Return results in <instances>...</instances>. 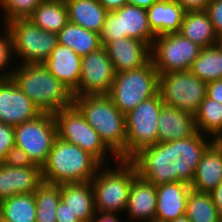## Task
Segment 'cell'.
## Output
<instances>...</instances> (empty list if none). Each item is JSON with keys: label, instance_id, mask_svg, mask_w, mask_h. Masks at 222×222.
<instances>
[{"label": "cell", "instance_id": "obj_22", "mask_svg": "<svg viewBox=\"0 0 222 222\" xmlns=\"http://www.w3.org/2000/svg\"><path fill=\"white\" fill-rule=\"evenodd\" d=\"M222 182V145L213 142L203 153L194 172L193 191L210 193Z\"/></svg>", "mask_w": 222, "mask_h": 222}, {"label": "cell", "instance_id": "obj_35", "mask_svg": "<svg viewBox=\"0 0 222 222\" xmlns=\"http://www.w3.org/2000/svg\"><path fill=\"white\" fill-rule=\"evenodd\" d=\"M2 27L3 34L0 35V74L5 77H11L14 70L13 68H15V65H11L12 62H15L12 37L6 26L2 25Z\"/></svg>", "mask_w": 222, "mask_h": 222}, {"label": "cell", "instance_id": "obj_5", "mask_svg": "<svg viewBox=\"0 0 222 222\" xmlns=\"http://www.w3.org/2000/svg\"><path fill=\"white\" fill-rule=\"evenodd\" d=\"M113 163L102 165L91 180L95 210L100 213L124 215L131 184L137 173L135 166L129 160L119 159L116 165Z\"/></svg>", "mask_w": 222, "mask_h": 222}, {"label": "cell", "instance_id": "obj_19", "mask_svg": "<svg viewBox=\"0 0 222 222\" xmlns=\"http://www.w3.org/2000/svg\"><path fill=\"white\" fill-rule=\"evenodd\" d=\"M191 186L182 181L156 186V222H169L186 212V203Z\"/></svg>", "mask_w": 222, "mask_h": 222}, {"label": "cell", "instance_id": "obj_33", "mask_svg": "<svg viewBox=\"0 0 222 222\" xmlns=\"http://www.w3.org/2000/svg\"><path fill=\"white\" fill-rule=\"evenodd\" d=\"M185 215L190 222H219L221 218L211 195L193 190L187 198Z\"/></svg>", "mask_w": 222, "mask_h": 222}, {"label": "cell", "instance_id": "obj_17", "mask_svg": "<svg viewBox=\"0 0 222 222\" xmlns=\"http://www.w3.org/2000/svg\"><path fill=\"white\" fill-rule=\"evenodd\" d=\"M42 183L40 166L16 168L0 163V201L16 194H33Z\"/></svg>", "mask_w": 222, "mask_h": 222}, {"label": "cell", "instance_id": "obj_21", "mask_svg": "<svg viewBox=\"0 0 222 222\" xmlns=\"http://www.w3.org/2000/svg\"><path fill=\"white\" fill-rule=\"evenodd\" d=\"M197 132L195 115L163 105L158 121V142L185 139Z\"/></svg>", "mask_w": 222, "mask_h": 222}, {"label": "cell", "instance_id": "obj_23", "mask_svg": "<svg viewBox=\"0 0 222 222\" xmlns=\"http://www.w3.org/2000/svg\"><path fill=\"white\" fill-rule=\"evenodd\" d=\"M60 185L61 200L81 222H91L94 217V192L90 182L63 183Z\"/></svg>", "mask_w": 222, "mask_h": 222}, {"label": "cell", "instance_id": "obj_25", "mask_svg": "<svg viewBox=\"0 0 222 222\" xmlns=\"http://www.w3.org/2000/svg\"><path fill=\"white\" fill-rule=\"evenodd\" d=\"M69 21L87 30L101 33L108 11L98 0H64Z\"/></svg>", "mask_w": 222, "mask_h": 222}, {"label": "cell", "instance_id": "obj_32", "mask_svg": "<svg viewBox=\"0 0 222 222\" xmlns=\"http://www.w3.org/2000/svg\"><path fill=\"white\" fill-rule=\"evenodd\" d=\"M36 222H57L56 209L61 200L60 185L43 182L34 192Z\"/></svg>", "mask_w": 222, "mask_h": 222}, {"label": "cell", "instance_id": "obj_31", "mask_svg": "<svg viewBox=\"0 0 222 222\" xmlns=\"http://www.w3.org/2000/svg\"><path fill=\"white\" fill-rule=\"evenodd\" d=\"M197 131L215 139L222 132V104L206 97L195 114Z\"/></svg>", "mask_w": 222, "mask_h": 222}, {"label": "cell", "instance_id": "obj_16", "mask_svg": "<svg viewBox=\"0 0 222 222\" xmlns=\"http://www.w3.org/2000/svg\"><path fill=\"white\" fill-rule=\"evenodd\" d=\"M104 48L116 73L142 68L151 60V47L140 40L119 38Z\"/></svg>", "mask_w": 222, "mask_h": 222}, {"label": "cell", "instance_id": "obj_3", "mask_svg": "<svg viewBox=\"0 0 222 222\" xmlns=\"http://www.w3.org/2000/svg\"><path fill=\"white\" fill-rule=\"evenodd\" d=\"M74 104L100 135L104 144L120 159L126 160V119L108 95L74 96Z\"/></svg>", "mask_w": 222, "mask_h": 222}, {"label": "cell", "instance_id": "obj_37", "mask_svg": "<svg viewBox=\"0 0 222 222\" xmlns=\"http://www.w3.org/2000/svg\"><path fill=\"white\" fill-rule=\"evenodd\" d=\"M14 145V127L0 122V163Z\"/></svg>", "mask_w": 222, "mask_h": 222}, {"label": "cell", "instance_id": "obj_11", "mask_svg": "<svg viewBox=\"0 0 222 222\" xmlns=\"http://www.w3.org/2000/svg\"><path fill=\"white\" fill-rule=\"evenodd\" d=\"M158 92L165 105L195 115L206 98L207 83L190 70L159 74Z\"/></svg>", "mask_w": 222, "mask_h": 222}, {"label": "cell", "instance_id": "obj_20", "mask_svg": "<svg viewBox=\"0 0 222 222\" xmlns=\"http://www.w3.org/2000/svg\"><path fill=\"white\" fill-rule=\"evenodd\" d=\"M81 60L70 47L58 43L43 64L74 94L79 87Z\"/></svg>", "mask_w": 222, "mask_h": 222}, {"label": "cell", "instance_id": "obj_14", "mask_svg": "<svg viewBox=\"0 0 222 222\" xmlns=\"http://www.w3.org/2000/svg\"><path fill=\"white\" fill-rule=\"evenodd\" d=\"M115 73L111 59L103 46L82 56L79 87L74 96L108 95Z\"/></svg>", "mask_w": 222, "mask_h": 222}, {"label": "cell", "instance_id": "obj_47", "mask_svg": "<svg viewBox=\"0 0 222 222\" xmlns=\"http://www.w3.org/2000/svg\"><path fill=\"white\" fill-rule=\"evenodd\" d=\"M216 45L222 50V34L217 36Z\"/></svg>", "mask_w": 222, "mask_h": 222}, {"label": "cell", "instance_id": "obj_10", "mask_svg": "<svg viewBox=\"0 0 222 222\" xmlns=\"http://www.w3.org/2000/svg\"><path fill=\"white\" fill-rule=\"evenodd\" d=\"M57 123L53 113L42 112L36 118L14 127L15 146L21 148L33 164H46L57 137Z\"/></svg>", "mask_w": 222, "mask_h": 222}, {"label": "cell", "instance_id": "obj_1", "mask_svg": "<svg viewBox=\"0 0 222 222\" xmlns=\"http://www.w3.org/2000/svg\"><path fill=\"white\" fill-rule=\"evenodd\" d=\"M213 142V138L197 131L185 139L142 148L129 161L139 177L155 186L176 181L191 185L203 153Z\"/></svg>", "mask_w": 222, "mask_h": 222}, {"label": "cell", "instance_id": "obj_46", "mask_svg": "<svg viewBox=\"0 0 222 222\" xmlns=\"http://www.w3.org/2000/svg\"><path fill=\"white\" fill-rule=\"evenodd\" d=\"M169 222H190V220L184 214L183 216H180V217H178L172 221H169Z\"/></svg>", "mask_w": 222, "mask_h": 222}, {"label": "cell", "instance_id": "obj_18", "mask_svg": "<svg viewBox=\"0 0 222 222\" xmlns=\"http://www.w3.org/2000/svg\"><path fill=\"white\" fill-rule=\"evenodd\" d=\"M156 186L138 175L133 179L126 211V222H153L156 214Z\"/></svg>", "mask_w": 222, "mask_h": 222}, {"label": "cell", "instance_id": "obj_43", "mask_svg": "<svg viewBox=\"0 0 222 222\" xmlns=\"http://www.w3.org/2000/svg\"><path fill=\"white\" fill-rule=\"evenodd\" d=\"M209 194L211 195L220 217H222V182Z\"/></svg>", "mask_w": 222, "mask_h": 222}, {"label": "cell", "instance_id": "obj_40", "mask_svg": "<svg viewBox=\"0 0 222 222\" xmlns=\"http://www.w3.org/2000/svg\"><path fill=\"white\" fill-rule=\"evenodd\" d=\"M185 12L206 10L211 0H175Z\"/></svg>", "mask_w": 222, "mask_h": 222}, {"label": "cell", "instance_id": "obj_44", "mask_svg": "<svg viewBox=\"0 0 222 222\" xmlns=\"http://www.w3.org/2000/svg\"><path fill=\"white\" fill-rule=\"evenodd\" d=\"M98 1L107 11H114L120 9L125 4H128V0H98Z\"/></svg>", "mask_w": 222, "mask_h": 222}, {"label": "cell", "instance_id": "obj_30", "mask_svg": "<svg viewBox=\"0 0 222 222\" xmlns=\"http://www.w3.org/2000/svg\"><path fill=\"white\" fill-rule=\"evenodd\" d=\"M189 70L205 83L222 79V50L217 45L202 48Z\"/></svg>", "mask_w": 222, "mask_h": 222}, {"label": "cell", "instance_id": "obj_29", "mask_svg": "<svg viewBox=\"0 0 222 222\" xmlns=\"http://www.w3.org/2000/svg\"><path fill=\"white\" fill-rule=\"evenodd\" d=\"M3 222H36V203L33 194H16L0 201Z\"/></svg>", "mask_w": 222, "mask_h": 222}, {"label": "cell", "instance_id": "obj_13", "mask_svg": "<svg viewBox=\"0 0 222 222\" xmlns=\"http://www.w3.org/2000/svg\"><path fill=\"white\" fill-rule=\"evenodd\" d=\"M202 47L180 33L156 36L151 45V61L158 74L189 70Z\"/></svg>", "mask_w": 222, "mask_h": 222}, {"label": "cell", "instance_id": "obj_49", "mask_svg": "<svg viewBox=\"0 0 222 222\" xmlns=\"http://www.w3.org/2000/svg\"><path fill=\"white\" fill-rule=\"evenodd\" d=\"M5 78V76H3L2 74H0V83L2 82V80Z\"/></svg>", "mask_w": 222, "mask_h": 222}, {"label": "cell", "instance_id": "obj_4", "mask_svg": "<svg viewBox=\"0 0 222 222\" xmlns=\"http://www.w3.org/2000/svg\"><path fill=\"white\" fill-rule=\"evenodd\" d=\"M101 166L90 153L57 136L42 167V179L45 183L56 185L90 182Z\"/></svg>", "mask_w": 222, "mask_h": 222}, {"label": "cell", "instance_id": "obj_39", "mask_svg": "<svg viewBox=\"0 0 222 222\" xmlns=\"http://www.w3.org/2000/svg\"><path fill=\"white\" fill-rule=\"evenodd\" d=\"M56 219L57 222H81L62 200L56 209Z\"/></svg>", "mask_w": 222, "mask_h": 222}, {"label": "cell", "instance_id": "obj_8", "mask_svg": "<svg viewBox=\"0 0 222 222\" xmlns=\"http://www.w3.org/2000/svg\"><path fill=\"white\" fill-rule=\"evenodd\" d=\"M5 26L11 33L13 56L17 60L13 64L44 63L58 44L57 33L40 29L29 18L15 19Z\"/></svg>", "mask_w": 222, "mask_h": 222}, {"label": "cell", "instance_id": "obj_12", "mask_svg": "<svg viewBox=\"0 0 222 222\" xmlns=\"http://www.w3.org/2000/svg\"><path fill=\"white\" fill-rule=\"evenodd\" d=\"M100 35L104 47L119 38H132L146 42L150 47L156 38L148 23L147 10L132 4L108 11Z\"/></svg>", "mask_w": 222, "mask_h": 222}, {"label": "cell", "instance_id": "obj_26", "mask_svg": "<svg viewBox=\"0 0 222 222\" xmlns=\"http://www.w3.org/2000/svg\"><path fill=\"white\" fill-rule=\"evenodd\" d=\"M178 33L202 48L215 46L217 42V35L205 10L185 12Z\"/></svg>", "mask_w": 222, "mask_h": 222}, {"label": "cell", "instance_id": "obj_2", "mask_svg": "<svg viewBox=\"0 0 222 222\" xmlns=\"http://www.w3.org/2000/svg\"><path fill=\"white\" fill-rule=\"evenodd\" d=\"M11 77L41 112L54 114L74 104V94L43 63L16 64Z\"/></svg>", "mask_w": 222, "mask_h": 222}, {"label": "cell", "instance_id": "obj_36", "mask_svg": "<svg viewBox=\"0 0 222 222\" xmlns=\"http://www.w3.org/2000/svg\"><path fill=\"white\" fill-rule=\"evenodd\" d=\"M2 164L16 168L30 167L34 165L28 155L21 148L15 145L6 153Z\"/></svg>", "mask_w": 222, "mask_h": 222}, {"label": "cell", "instance_id": "obj_34", "mask_svg": "<svg viewBox=\"0 0 222 222\" xmlns=\"http://www.w3.org/2000/svg\"><path fill=\"white\" fill-rule=\"evenodd\" d=\"M43 0H0L1 24L15 20L28 19Z\"/></svg>", "mask_w": 222, "mask_h": 222}, {"label": "cell", "instance_id": "obj_24", "mask_svg": "<svg viewBox=\"0 0 222 222\" xmlns=\"http://www.w3.org/2000/svg\"><path fill=\"white\" fill-rule=\"evenodd\" d=\"M184 14L175 0H159L147 9L148 23L156 36L179 32Z\"/></svg>", "mask_w": 222, "mask_h": 222}, {"label": "cell", "instance_id": "obj_42", "mask_svg": "<svg viewBox=\"0 0 222 222\" xmlns=\"http://www.w3.org/2000/svg\"><path fill=\"white\" fill-rule=\"evenodd\" d=\"M119 215L120 214L118 213H100L96 211L91 222H122V219L120 220V218L123 217V215ZM123 222H126V220H124Z\"/></svg>", "mask_w": 222, "mask_h": 222}, {"label": "cell", "instance_id": "obj_45", "mask_svg": "<svg viewBox=\"0 0 222 222\" xmlns=\"http://www.w3.org/2000/svg\"><path fill=\"white\" fill-rule=\"evenodd\" d=\"M158 1L159 0H128V4L136 5L147 10L151 5Z\"/></svg>", "mask_w": 222, "mask_h": 222}, {"label": "cell", "instance_id": "obj_7", "mask_svg": "<svg viewBox=\"0 0 222 222\" xmlns=\"http://www.w3.org/2000/svg\"><path fill=\"white\" fill-rule=\"evenodd\" d=\"M158 87L159 74L150 60L142 68L115 73L108 96L126 115L142 101L155 96L158 93Z\"/></svg>", "mask_w": 222, "mask_h": 222}, {"label": "cell", "instance_id": "obj_48", "mask_svg": "<svg viewBox=\"0 0 222 222\" xmlns=\"http://www.w3.org/2000/svg\"><path fill=\"white\" fill-rule=\"evenodd\" d=\"M214 142L222 145V132L214 139Z\"/></svg>", "mask_w": 222, "mask_h": 222}, {"label": "cell", "instance_id": "obj_28", "mask_svg": "<svg viewBox=\"0 0 222 222\" xmlns=\"http://www.w3.org/2000/svg\"><path fill=\"white\" fill-rule=\"evenodd\" d=\"M57 34L59 44L70 47L81 57L102 47L98 33L70 21Z\"/></svg>", "mask_w": 222, "mask_h": 222}, {"label": "cell", "instance_id": "obj_27", "mask_svg": "<svg viewBox=\"0 0 222 222\" xmlns=\"http://www.w3.org/2000/svg\"><path fill=\"white\" fill-rule=\"evenodd\" d=\"M29 20L42 30L58 33L69 21L66 2L43 0Z\"/></svg>", "mask_w": 222, "mask_h": 222}, {"label": "cell", "instance_id": "obj_6", "mask_svg": "<svg viewBox=\"0 0 222 222\" xmlns=\"http://www.w3.org/2000/svg\"><path fill=\"white\" fill-rule=\"evenodd\" d=\"M54 116L57 123V135L60 139L79 146L94 156L102 165H109L113 160L116 163L119 160L104 144L97 131L89 125L75 104L55 112Z\"/></svg>", "mask_w": 222, "mask_h": 222}, {"label": "cell", "instance_id": "obj_41", "mask_svg": "<svg viewBox=\"0 0 222 222\" xmlns=\"http://www.w3.org/2000/svg\"><path fill=\"white\" fill-rule=\"evenodd\" d=\"M206 97L222 104V79L207 83Z\"/></svg>", "mask_w": 222, "mask_h": 222}, {"label": "cell", "instance_id": "obj_9", "mask_svg": "<svg viewBox=\"0 0 222 222\" xmlns=\"http://www.w3.org/2000/svg\"><path fill=\"white\" fill-rule=\"evenodd\" d=\"M163 105L158 92L155 96L139 103L125 115L126 160H129L140 149L158 142V121Z\"/></svg>", "mask_w": 222, "mask_h": 222}, {"label": "cell", "instance_id": "obj_38", "mask_svg": "<svg viewBox=\"0 0 222 222\" xmlns=\"http://www.w3.org/2000/svg\"><path fill=\"white\" fill-rule=\"evenodd\" d=\"M217 36L222 34V0H211L206 10Z\"/></svg>", "mask_w": 222, "mask_h": 222}, {"label": "cell", "instance_id": "obj_15", "mask_svg": "<svg viewBox=\"0 0 222 222\" xmlns=\"http://www.w3.org/2000/svg\"><path fill=\"white\" fill-rule=\"evenodd\" d=\"M40 109L22 92L12 77L0 83V122L17 126L40 115Z\"/></svg>", "mask_w": 222, "mask_h": 222}]
</instances>
